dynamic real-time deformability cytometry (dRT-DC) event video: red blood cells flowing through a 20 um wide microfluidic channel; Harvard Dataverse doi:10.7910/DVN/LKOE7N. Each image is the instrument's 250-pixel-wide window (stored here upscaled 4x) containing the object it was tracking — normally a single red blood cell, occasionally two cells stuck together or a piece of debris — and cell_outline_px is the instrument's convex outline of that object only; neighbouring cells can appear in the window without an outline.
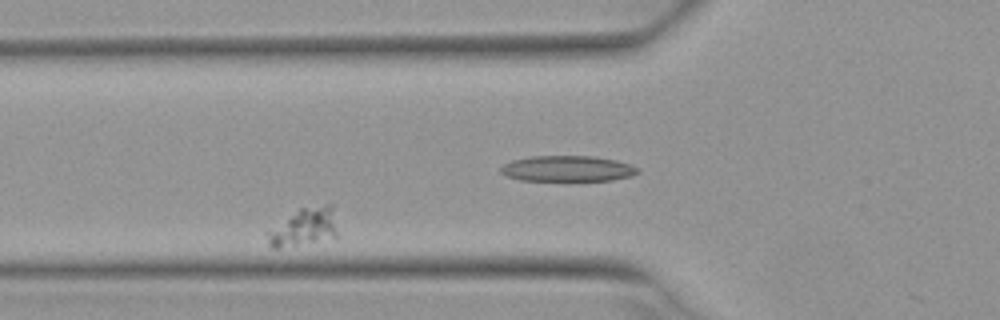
{"species": "Egyptian fruit bat (a non-hibernating species)", "species_latin": "Rousettus aegyptiacus", "temperature_condition": "warm", "stored_images_in_passage": 6, "camera_frame_rate_fps": 3000, "um_per_image_px": 0.085, "animal": {"sex": "female"}, "frame": {"image": 1, "passage_image": 5, "time_ms": 1.333, "image_size_px": [1000, 320], "cell_outline_px": [[336, 236], [276, 248], [272, 248], [268, 244], [264, 232], [300, 208], [324, 204], [332, 204], [336, 232]], "centroid_in_image_um": [25.77, 19.28], "position_along_channel_um": 100.0, "area_um2": 15.03}}